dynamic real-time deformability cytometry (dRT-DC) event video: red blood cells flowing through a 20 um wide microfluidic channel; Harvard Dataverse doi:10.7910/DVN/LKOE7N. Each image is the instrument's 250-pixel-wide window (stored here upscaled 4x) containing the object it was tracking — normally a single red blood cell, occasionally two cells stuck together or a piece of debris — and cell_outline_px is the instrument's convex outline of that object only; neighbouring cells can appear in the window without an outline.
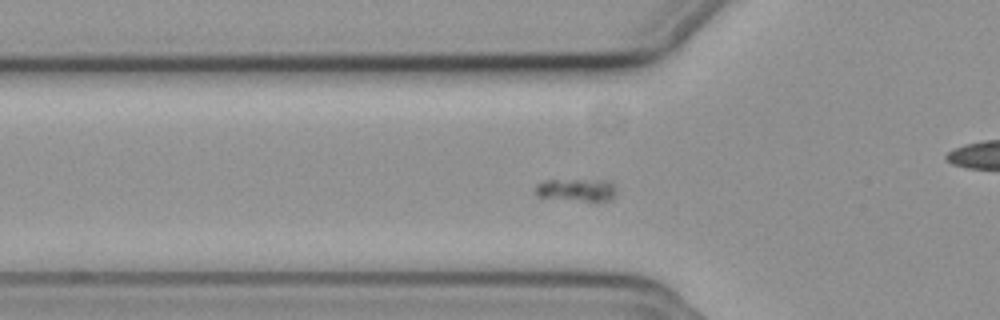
{"species": "common noctule bat (a hibernating species)", "species_latin": "Nyctalus noctula", "temperature_condition": "cold", "stored_images_in_passage": 57, "camera_frame_rate_fps": 3000, "um_per_image_px": 0.085, "animal": {"sex": "female", "body_mass_g": 19.3, "forearm_length_mm": 54.1}, "frame": {"image": 1, "passage_image": 19, "time_ms": 6.0, "image_size_px": [1000, 320], "cell_outline_px": [[616, 196], [608, 200], [596, 204], [536, 196], [536, 184], [544, 180], [608, 180], [616, 188]], "centroid_in_image_um": [49.06, 16.19], "position_along_channel_um": 76.7, "area_um2": 11.27}}
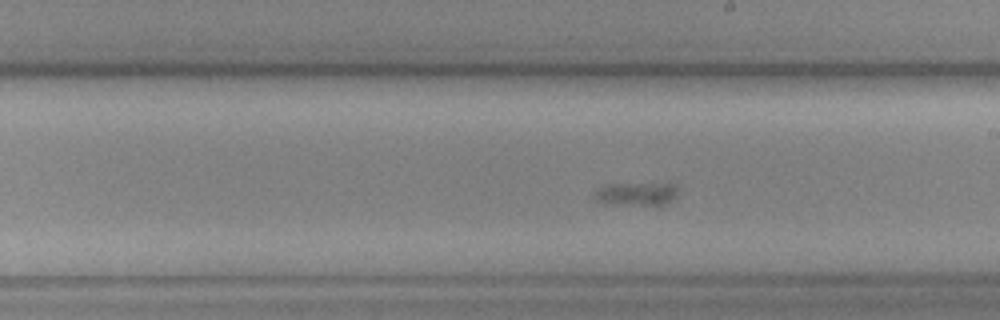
{"frame": {"image": 2, "passage_image": 32, "time_ms": 10.333, "image_size_px": [1000, 320], "cell_outline_px": [[676, 196], [668, 204], [660, 208], [656, 208], [604, 204], [596, 200], [596, 192], [600, 188], [608, 184], [676, 184]], "centroid_in_image_um": [54.16, 16.57], "position_along_channel_um": 234.8, "area_um2": 11.91}}
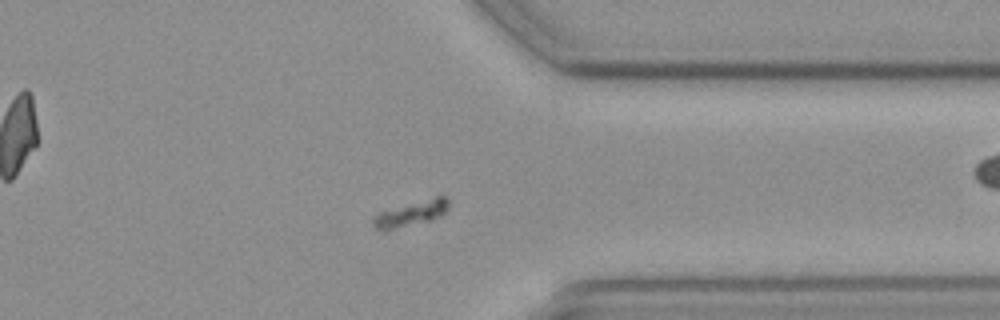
{"frame": {"image": 3, "passage_image": 44, "time_ms": 14.333, "image_size_px": [1000, 320], "cell_outline_px": [[448, 208], [440, 216], [428, 220], [384, 232], [376, 228], [372, 224], [372, 216], [380, 212], [436, 196], [448, 196]], "centroid_in_image_um": [34.9, 18.16], "position_along_channel_um": 376.5, "area_um2": 10.92}}